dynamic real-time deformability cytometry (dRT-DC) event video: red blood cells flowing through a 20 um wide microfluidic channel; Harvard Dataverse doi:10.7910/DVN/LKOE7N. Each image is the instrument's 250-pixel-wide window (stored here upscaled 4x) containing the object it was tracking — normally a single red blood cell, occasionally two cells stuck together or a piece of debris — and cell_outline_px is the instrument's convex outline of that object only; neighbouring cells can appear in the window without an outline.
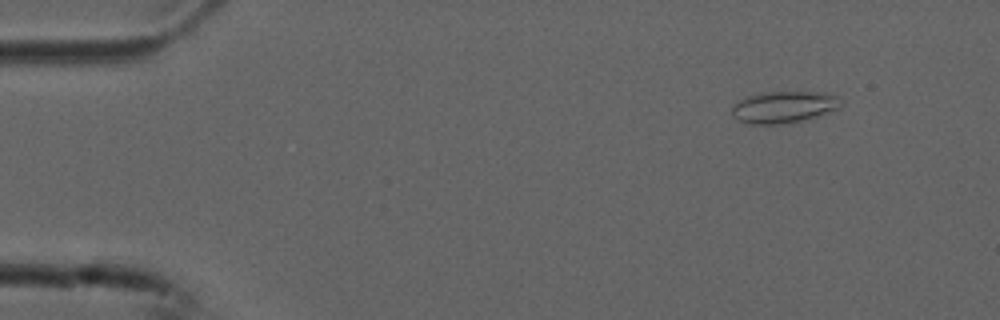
{"species": "common noctule bat (a hibernating species)", "species_latin": "Nyctalus noctula", "temperature_condition": "cold", "stored_images_in_passage": 5, "camera_frame_rate_fps": 3000, "um_per_image_px": 0.085, "animal": {"sex": "male", "forearm_length_mm": 52.5}, "frame": {"image": 1, "passage_image": 2, "time_ms": 0.333, "image_size_px": [1000, 320], "cell_outline_px": [[844, 104], [840, 108], [820, 116], [808, 120], [780, 124], [748, 124], [732, 116], [732, 104], [748, 96], [764, 92], [828, 92], [840, 96]], "centroid_in_image_um": [66.71, 9.1], "position_along_channel_um": 18.3, "area_um2": 20.69}}